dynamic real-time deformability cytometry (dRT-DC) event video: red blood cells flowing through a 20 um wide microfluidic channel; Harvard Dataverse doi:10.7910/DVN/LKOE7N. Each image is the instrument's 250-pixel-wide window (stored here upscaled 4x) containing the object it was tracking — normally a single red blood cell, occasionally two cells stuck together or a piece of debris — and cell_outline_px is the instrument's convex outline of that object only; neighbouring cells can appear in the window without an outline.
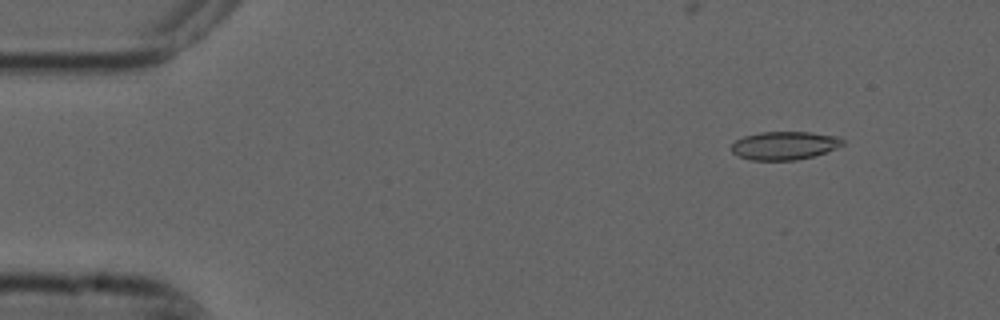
{"species": "common noctule bat (a hibernating species)", "species_latin": "Nyctalus noctula", "temperature_condition": "cold", "stored_images_in_passage": 5, "camera_frame_rate_fps": 3000, "um_per_image_px": 0.085, "animal": {"sex": "male", "forearm_length_mm": 52.5}, "frame": {"image": 1, "passage_image": 2, "time_ms": 0.333, "image_size_px": [1000, 320], "cell_outline_px": [[844, 144], [836, 148], [812, 156], [796, 160], [752, 160], [740, 156], [732, 152], [732, 144], [736, 140], [744, 136], [760, 132], [812, 132], [836, 136], [844, 140]], "centroid_in_image_um": [66.68, 12.36], "position_along_channel_um": 18.3, "area_um2": 18.15}}
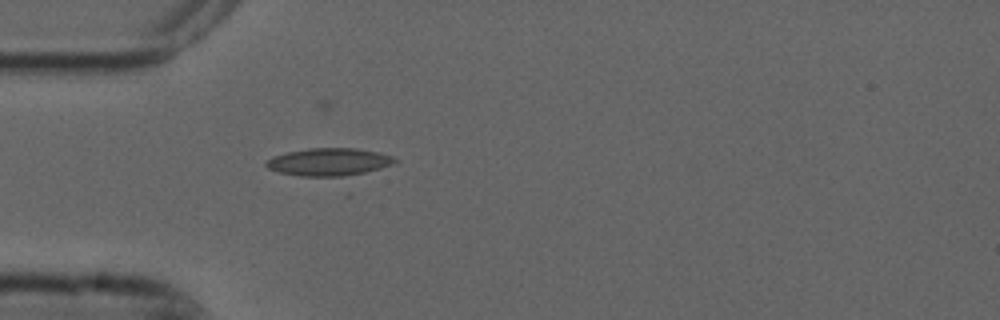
{"frame": {"image": 2, "passage_image": 5, "time_ms": 1.333, "image_size_px": [1000, 320], "cell_outline_px": [[400, 160], [392, 164], [380, 168], [340, 180], [300, 176], [280, 172], [268, 168], [264, 164], [272, 156], [288, 152], [308, 148], [356, 148], [376, 152], [392, 156]], "centroid_in_image_um": [27.98, 13.81], "position_along_channel_um": 57.0, "area_um2": 21.5}}